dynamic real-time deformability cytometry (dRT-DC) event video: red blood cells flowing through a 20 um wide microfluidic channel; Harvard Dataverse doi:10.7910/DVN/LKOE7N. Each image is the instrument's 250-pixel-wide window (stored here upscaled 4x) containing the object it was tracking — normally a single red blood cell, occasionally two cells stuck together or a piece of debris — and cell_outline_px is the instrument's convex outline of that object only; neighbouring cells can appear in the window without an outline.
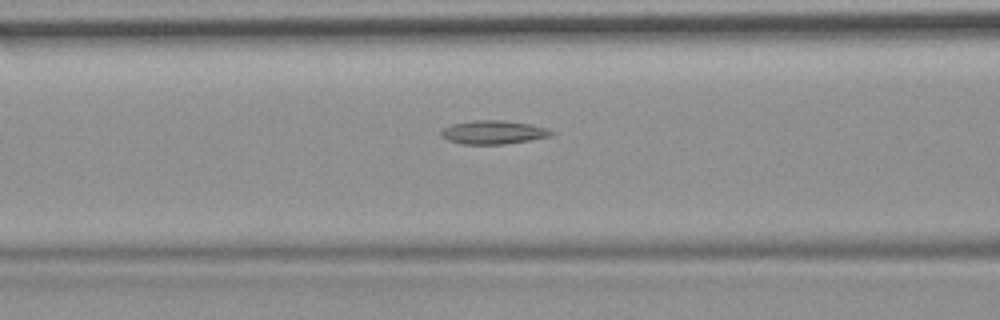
{"species": "common noctule bat (a hibernating species)", "species_latin": "Nyctalus noctula", "temperature_condition": "room temperature", "stored_images_in_passage": 37, "camera_frame_rate_fps": 3000, "um_per_image_px": 0.085, "animal": {"sex": "female", "body_mass_g": 19.9}, "frame": {"image": 1, "passage_image": 7, "time_ms": 2.0, "image_size_px": [1000, 320], "cell_outline_px": [[556, 132], [548, 136], [528, 140], [504, 144], [464, 144], [448, 140], [440, 136], [440, 132], [444, 128], [452, 124], [472, 120], [504, 120], [528, 124], [548, 128]], "centroid_in_image_um": [41.91, 11.23], "position_along_channel_um": 124.7, "area_um2": 15.03}}
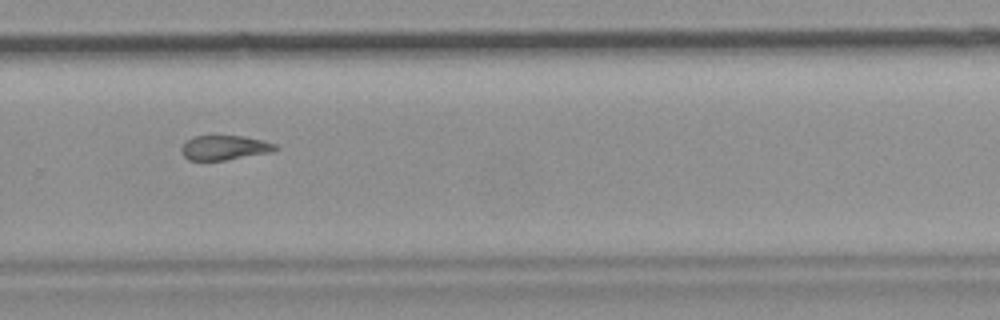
{"frame": {"image": 2, "passage_image": 22, "time_ms": 7.0, "image_size_px": [1000, 320], "cell_outline_px": [[280, 148], [272, 152], [224, 160], [188, 160], [180, 152], [180, 148], [188, 140], [196, 136], [244, 136], [276, 144]], "centroid_in_image_um": [19.09, 12.56], "position_along_channel_um": 310.7, "area_um2": 13.35}}
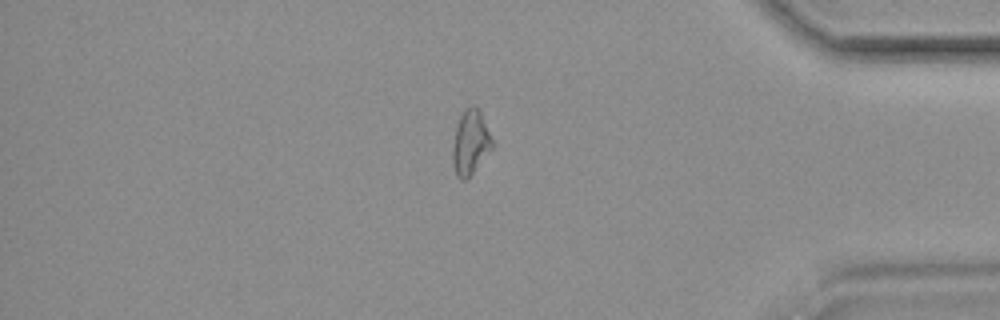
{"frame": {"image": 3, "passage_image": 31, "time_ms": 10.0, "image_size_px": [1000, 320], "cell_outline_px": [[492, 148], [472, 172], [464, 180], [460, 180], [456, 176], [452, 160], [452, 148], [456, 128], [460, 116], [464, 108], [468, 104], [472, 104], [480, 112], [492, 140]], "centroid_in_image_um": [39.95, 12.09], "position_along_channel_um": 395.3, "area_um2": 14.51}, "authors_computed_cell_mechanics": {"area_um2": 14.5078, "velocity_mm_per_s": 3.7399, "shape_relaxation_time_tau1_ms": null, "shape_relaxation_time_tau2_ms": 3.3839, "deformation_change_tau1": null, "deformation_change_tau2": 0.1187}}